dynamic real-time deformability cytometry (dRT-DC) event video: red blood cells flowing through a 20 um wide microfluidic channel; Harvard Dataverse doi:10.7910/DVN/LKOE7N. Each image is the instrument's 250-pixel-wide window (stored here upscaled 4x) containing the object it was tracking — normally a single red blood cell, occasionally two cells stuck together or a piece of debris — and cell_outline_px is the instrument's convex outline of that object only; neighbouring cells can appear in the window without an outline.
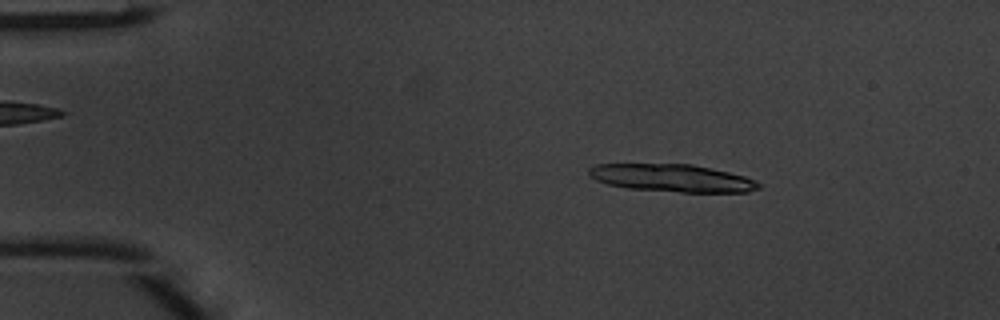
{"species": "common noctule bat (a hibernating species)", "species_latin": "Nyctalus noctula", "temperature_condition": "warm", "stored_images_in_passage": 23, "camera_frame_rate_fps": 3000, "um_per_image_px": 0.085, "animal": {"sex": "male", "body_mass_g": 20.1, "forearm_length_mm": 53.5}, "frame": {"image": 1, "passage_image": 7, "time_ms": 2.0, "image_size_px": [1000, 320], "cell_outline_px": [[760, 188], [748, 192], [680, 192], [628, 188], [608, 184], [596, 180], [588, 176], [588, 168], [596, 164], [692, 164], [728, 172], [744, 176], [756, 180], [760, 184]], "centroid_in_image_um": [57.11, 15.13], "position_along_channel_um": 27.9, "area_um2": 27.28}}